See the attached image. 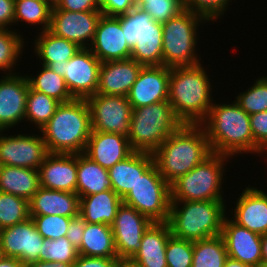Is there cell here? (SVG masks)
<instances>
[{
    "instance_id": "cell-1",
    "label": "cell",
    "mask_w": 267,
    "mask_h": 267,
    "mask_svg": "<svg viewBox=\"0 0 267 267\" xmlns=\"http://www.w3.org/2000/svg\"><path fill=\"white\" fill-rule=\"evenodd\" d=\"M211 154L203 125L183 124L162 142L152 156L162 178L171 185Z\"/></svg>"
},
{
    "instance_id": "cell-2",
    "label": "cell",
    "mask_w": 267,
    "mask_h": 267,
    "mask_svg": "<svg viewBox=\"0 0 267 267\" xmlns=\"http://www.w3.org/2000/svg\"><path fill=\"white\" fill-rule=\"evenodd\" d=\"M203 125L212 153L227 155L258 153L263 150L254 142L250 115L235 101L230 104H212ZM205 125V126H204Z\"/></svg>"
},
{
    "instance_id": "cell-3",
    "label": "cell",
    "mask_w": 267,
    "mask_h": 267,
    "mask_svg": "<svg viewBox=\"0 0 267 267\" xmlns=\"http://www.w3.org/2000/svg\"><path fill=\"white\" fill-rule=\"evenodd\" d=\"M211 82L202 64L170 70L168 102L183 124H201L213 104Z\"/></svg>"
},
{
    "instance_id": "cell-4",
    "label": "cell",
    "mask_w": 267,
    "mask_h": 267,
    "mask_svg": "<svg viewBox=\"0 0 267 267\" xmlns=\"http://www.w3.org/2000/svg\"><path fill=\"white\" fill-rule=\"evenodd\" d=\"M91 117L86 99L60 103L50 120L40 129L49 153H84L90 137Z\"/></svg>"
},
{
    "instance_id": "cell-5",
    "label": "cell",
    "mask_w": 267,
    "mask_h": 267,
    "mask_svg": "<svg viewBox=\"0 0 267 267\" xmlns=\"http://www.w3.org/2000/svg\"><path fill=\"white\" fill-rule=\"evenodd\" d=\"M224 202L171 201L167 221L171 235L192 242L221 235L225 215H228Z\"/></svg>"
},
{
    "instance_id": "cell-6",
    "label": "cell",
    "mask_w": 267,
    "mask_h": 267,
    "mask_svg": "<svg viewBox=\"0 0 267 267\" xmlns=\"http://www.w3.org/2000/svg\"><path fill=\"white\" fill-rule=\"evenodd\" d=\"M182 125L168 101L133 108L129 143L134 151L153 153Z\"/></svg>"
},
{
    "instance_id": "cell-7",
    "label": "cell",
    "mask_w": 267,
    "mask_h": 267,
    "mask_svg": "<svg viewBox=\"0 0 267 267\" xmlns=\"http://www.w3.org/2000/svg\"><path fill=\"white\" fill-rule=\"evenodd\" d=\"M231 158L212 153L187 174L170 185L171 201H225L223 200L224 163ZM222 181V182H221Z\"/></svg>"
},
{
    "instance_id": "cell-8",
    "label": "cell",
    "mask_w": 267,
    "mask_h": 267,
    "mask_svg": "<svg viewBox=\"0 0 267 267\" xmlns=\"http://www.w3.org/2000/svg\"><path fill=\"white\" fill-rule=\"evenodd\" d=\"M203 21L208 22L202 16L184 9L177 16L162 23L164 66L173 68L201 63L195 48L198 44L197 26L201 22L203 24Z\"/></svg>"
},
{
    "instance_id": "cell-9",
    "label": "cell",
    "mask_w": 267,
    "mask_h": 267,
    "mask_svg": "<svg viewBox=\"0 0 267 267\" xmlns=\"http://www.w3.org/2000/svg\"><path fill=\"white\" fill-rule=\"evenodd\" d=\"M122 201L153 222H167L171 203L170 184L153 163Z\"/></svg>"
},
{
    "instance_id": "cell-10",
    "label": "cell",
    "mask_w": 267,
    "mask_h": 267,
    "mask_svg": "<svg viewBox=\"0 0 267 267\" xmlns=\"http://www.w3.org/2000/svg\"><path fill=\"white\" fill-rule=\"evenodd\" d=\"M86 101L90 110L92 131L128 137L133 108L127 97L96 93L87 97Z\"/></svg>"
},
{
    "instance_id": "cell-11",
    "label": "cell",
    "mask_w": 267,
    "mask_h": 267,
    "mask_svg": "<svg viewBox=\"0 0 267 267\" xmlns=\"http://www.w3.org/2000/svg\"><path fill=\"white\" fill-rule=\"evenodd\" d=\"M100 66L101 62L89 48H81L58 71L71 95L75 99H86L97 92Z\"/></svg>"
},
{
    "instance_id": "cell-12",
    "label": "cell",
    "mask_w": 267,
    "mask_h": 267,
    "mask_svg": "<svg viewBox=\"0 0 267 267\" xmlns=\"http://www.w3.org/2000/svg\"><path fill=\"white\" fill-rule=\"evenodd\" d=\"M0 131V166H16L38 170L49 154L41 135L5 136Z\"/></svg>"
},
{
    "instance_id": "cell-13",
    "label": "cell",
    "mask_w": 267,
    "mask_h": 267,
    "mask_svg": "<svg viewBox=\"0 0 267 267\" xmlns=\"http://www.w3.org/2000/svg\"><path fill=\"white\" fill-rule=\"evenodd\" d=\"M44 238L37 231L32 218L0 230V254L17 258L24 265L39 261Z\"/></svg>"
},
{
    "instance_id": "cell-14",
    "label": "cell",
    "mask_w": 267,
    "mask_h": 267,
    "mask_svg": "<svg viewBox=\"0 0 267 267\" xmlns=\"http://www.w3.org/2000/svg\"><path fill=\"white\" fill-rule=\"evenodd\" d=\"M102 14L101 11L59 10L52 6L49 31L76 43L80 48H89Z\"/></svg>"
},
{
    "instance_id": "cell-15",
    "label": "cell",
    "mask_w": 267,
    "mask_h": 267,
    "mask_svg": "<svg viewBox=\"0 0 267 267\" xmlns=\"http://www.w3.org/2000/svg\"><path fill=\"white\" fill-rule=\"evenodd\" d=\"M154 222L133 207L122 203L111 225L118 258H131L142 237Z\"/></svg>"
},
{
    "instance_id": "cell-16",
    "label": "cell",
    "mask_w": 267,
    "mask_h": 267,
    "mask_svg": "<svg viewBox=\"0 0 267 267\" xmlns=\"http://www.w3.org/2000/svg\"><path fill=\"white\" fill-rule=\"evenodd\" d=\"M89 49L101 63L131 58L119 16L101 15Z\"/></svg>"
},
{
    "instance_id": "cell-17",
    "label": "cell",
    "mask_w": 267,
    "mask_h": 267,
    "mask_svg": "<svg viewBox=\"0 0 267 267\" xmlns=\"http://www.w3.org/2000/svg\"><path fill=\"white\" fill-rule=\"evenodd\" d=\"M29 87L26 75L14 72L0 79V131H7L25 120Z\"/></svg>"
},
{
    "instance_id": "cell-18",
    "label": "cell",
    "mask_w": 267,
    "mask_h": 267,
    "mask_svg": "<svg viewBox=\"0 0 267 267\" xmlns=\"http://www.w3.org/2000/svg\"><path fill=\"white\" fill-rule=\"evenodd\" d=\"M170 67L143 66L127 96L132 108L168 101Z\"/></svg>"
},
{
    "instance_id": "cell-19",
    "label": "cell",
    "mask_w": 267,
    "mask_h": 267,
    "mask_svg": "<svg viewBox=\"0 0 267 267\" xmlns=\"http://www.w3.org/2000/svg\"><path fill=\"white\" fill-rule=\"evenodd\" d=\"M228 257L250 267L262 264L261 235L225 217L221 233Z\"/></svg>"
},
{
    "instance_id": "cell-20",
    "label": "cell",
    "mask_w": 267,
    "mask_h": 267,
    "mask_svg": "<svg viewBox=\"0 0 267 267\" xmlns=\"http://www.w3.org/2000/svg\"><path fill=\"white\" fill-rule=\"evenodd\" d=\"M38 172L40 187L76 193L77 154L49 153Z\"/></svg>"
},
{
    "instance_id": "cell-21",
    "label": "cell",
    "mask_w": 267,
    "mask_h": 267,
    "mask_svg": "<svg viewBox=\"0 0 267 267\" xmlns=\"http://www.w3.org/2000/svg\"><path fill=\"white\" fill-rule=\"evenodd\" d=\"M133 152L128 137L117 133L91 131L84 154L109 170Z\"/></svg>"
},
{
    "instance_id": "cell-22",
    "label": "cell",
    "mask_w": 267,
    "mask_h": 267,
    "mask_svg": "<svg viewBox=\"0 0 267 267\" xmlns=\"http://www.w3.org/2000/svg\"><path fill=\"white\" fill-rule=\"evenodd\" d=\"M142 67L132 58L101 63L96 93L127 97Z\"/></svg>"
},
{
    "instance_id": "cell-23",
    "label": "cell",
    "mask_w": 267,
    "mask_h": 267,
    "mask_svg": "<svg viewBox=\"0 0 267 267\" xmlns=\"http://www.w3.org/2000/svg\"><path fill=\"white\" fill-rule=\"evenodd\" d=\"M235 204L231 218L239 226L257 234L267 233V193L256 187H246Z\"/></svg>"
},
{
    "instance_id": "cell-24",
    "label": "cell",
    "mask_w": 267,
    "mask_h": 267,
    "mask_svg": "<svg viewBox=\"0 0 267 267\" xmlns=\"http://www.w3.org/2000/svg\"><path fill=\"white\" fill-rule=\"evenodd\" d=\"M80 197L73 192L49 190L40 187L29 201V215H58L75 217L79 215Z\"/></svg>"
},
{
    "instance_id": "cell-25",
    "label": "cell",
    "mask_w": 267,
    "mask_h": 267,
    "mask_svg": "<svg viewBox=\"0 0 267 267\" xmlns=\"http://www.w3.org/2000/svg\"><path fill=\"white\" fill-rule=\"evenodd\" d=\"M171 236L167 222H154L144 233L140 246L131 259L141 267H168L166 244Z\"/></svg>"
},
{
    "instance_id": "cell-26",
    "label": "cell",
    "mask_w": 267,
    "mask_h": 267,
    "mask_svg": "<svg viewBox=\"0 0 267 267\" xmlns=\"http://www.w3.org/2000/svg\"><path fill=\"white\" fill-rule=\"evenodd\" d=\"M153 163L152 153L134 151L108 170L112 190L123 199Z\"/></svg>"
},
{
    "instance_id": "cell-27",
    "label": "cell",
    "mask_w": 267,
    "mask_h": 267,
    "mask_svg": "<svg viewBox=\"0 0 267 267\" xmlns=\"http://www.w3.org/2000/svg\"><path fill=\"white\" fill-rule=\"evenodd\" d=\"M34 40L35 53L41 59L42 65L59 70L81 48L74 42L58 37L49 30L41 31Z\"/></svg>"
},
{
    "instance_id": "cell-28",
    "label": "cell",
    "mask_w": 267,
    "mask_h": 267,
    "mask_svg": "<svg viewBox=\"0 0 267 267\" xmlns=\"http://www.w3.org/2000/svg\"><path fill=\"white\" fill-rule=\"evenodd\" d=\"M122 198L109 189L100 193L80 197L79 214L89 224L112 225Z\"/></svg>"
},
{
    "instance_id": "cell-29",
    "label": "cell",
    "mask_w": 267,
    "mask_h": 267,
    "mask_svg": "<svg viewBox=\"0 0 267 267\" xmlns=\"http://www.w3.org/2000/svg\"><path fill=\"white\" fill-rule=\"evenodd\" d=\"M40 188L38 170L16 166H0V191L28 202Z\"/></svg>"
},
{
    "instance_id": "cell-30",
    "label": "cell",
    "mask_w": 267,
    "mask_h": 267,
    "mask_svg": "<svg viewBox=\"0 0 267 267\" xmlns=\"http://www.w3.org/2000/svg\"><path fill=\"white\" fill-rule=\"evenodd\" d=\"M77 175L76 194L79 197L112 190L108 170L84 153L77 154Z\"/></svg>"
},
{
    "instance_id": "cell-31",
    "label": "cell",
    "mask_w": 267,
    "mask_h": 267,
    "mask_svg": "<svg viewBox=\"0 0 267 267\" xmlns=\"http://www.w3.org/2000/svg\"><path fill=\"white\" fill-rule=\"evenodd\" d=\"M77 252L87 257L118 258L111 226L86 223Z\"/></svg>"
},
{
    "instance_id": "cell-32",
    "label": "cell",
    "mask_w": 267,
    "mask_h": 267,
    "mask_svg": "<svg viewBox=\"0 0 267 267\" xmlns=\"http://www.w3.org/2000/svg\"><path fill=\"white\" fill-rule=\"evenodd\" d=\"M131 58L143 66L163 65L162 23L154 21L131 49Z\"/></svg>"
},
{
    "instance_id": "cell-33",
    "label": "cell",
    "mask_w": 267,
    "mask_h": 267,
    "mask_svg": "<svg viewBox=\"0 0 267 267\" xmlns=\"http://www.w3.org/2000/svg\"><path fill=\"white\" fill-rule=\"evenodd\" d=\"M228 258L222 235L193 242L191 267H223Z\"/></svg>"
},
{
    "instance_id": "cell-34",
    "label": "cell",
    "mask_w": 267,
    "mask_h": 267,
    "mask_svg": "<svg viewBox=\"0 0 267 267\" xmlns=\"http://www.w3.org/2000/svg\"><path fill=\"white\" fill-rule=\"evenodd\" d=\"M41 69L37 77L26 75L29 85L33 90L44 93L60 103H66L75 99L58 70L50 69L44 65H42Z\"/></svg>"
},
{
    "instance_id": "cell-35",
    "label": "cell",
    "mask_w": 267,
    "mask_h": 267,
    "mask_svg": "<svg viewBox=\"0 0 267 267\" xmlns=\"http://www.w3.org/2000/svg\"><path fill=\"white\" fill-rule=\"evenodd\" d=\"M60 102L29 87L26 100L25 120L40 130L52 117Z\"/></svg>"
},
{
    "instance_id": "cell-36",
    "label": "cell",
    "mask_w": 267,
    "mask_h": 267,
    "mask_svg": "<svg viewBox=\"0 0 267 267\" xmlns=\"http://www.w3.org/2000/svg\"><path fill=\"white\" fill-rule=\"evenodd\" d=\"M52 6L46 1L15 0L14 25L25 21L28 25H42V31L49 30Z\"/></svg>"
},
{
    "instance_id": "cell-37",
    "label": "cell",
    "mask_w": 267,
    "mask_h": 267,
    "mask_svg": "<svg viewBox=\"0 0 267 267\" xmlns=\"http://www.w3.org/2000/svg\"><path fill=\"white\" fill-rule=\"evenodd\" d=\"M30 218L29 202L0 191V229L11 227Z\"/></svg>"
},
{
    "instance_id": "cell-38",
    "label": "cell",
    "mask_w": 267,
    "mask_h": 267,
    "mask_svg": "<svg viewBox=\"0 0 267 267\" xmlns=\"http://www.w3.org/2000/svg\"><path fill=\"white\" fill-rule=\"evenodd\" d=\"M16 31L0 28V71H4V74L8 72L7 75L13 74L11 70L19 61L18 57L25 46L23 37Z\"/></svg>"
},
{
    "instance_id": "cell-39",
    "label": "cell",
    "mask_w": 267,
    "mask_h": 267,
    "mask_svg": "<svg viewBox=\"0 0 267 267\" xmlns=\"http://www.w3.org/2000/svg\"><path fill=\"white\" fill-rule=\"evenodd\" d=\"M121 29L128 46L132 49L144 31L154 20L142 8L135 6L131 11L119 16Z\"/></svg>"
},
{
    "instance_id": "cell-40",
    "label": "cell",
    "mask_w": 267,
    "mask_h": 267,
    "mask_svg": "<svg viewBox=\"0 0 267 267\" xmlns=\"http://www.w3.org/2000/svg\"><path fill=\"white\" fill-rule=\"evenodd\" d=\"M236 98L235 102L249 115L267 111V76L255 80L253 86Z\"/></svg>"
},
{
    "instance_id": "cell-41",
    "label": "cell",
    "mask_w": 267,
    "mask_h": 267,
    "mask_svg": "<svg viewBox=\"0 0 267 267\" xmlns=\"http://www.w3.org/2000/svg\"><path fill=\"white\" fill-rule=\"evenodd\" d=\"M43 243L44 249L40 253V261L59 263H74L76 261L78 252L66 237L56 240L44 239Z\"/></svg>"
},
{
    "instance_id": "cell-42",
    "label": "cell",
    "mask_w": 267,
    "mask_h": 267,
    "mask_svg": "<svg viewBox=\"0 0 267 267\" xmlns=\"http://www.w3.org/2000/svg\"><path fill=\"white\" fill-rule=\"evenodd\" d=\"M39 234L44 239L56 240L65 237L72 217L58 215L30 216Z\"/></svg>"
},
{
    "instance_id": "cell-43",
    "label": "cell",
    "mask_w": 267,
    "mask_h": 267,
    "mask_svg": "<svg viewBox=\"0 0 267 267\" xmlns=\"http://www.w3.org/2000/svg\"><path fill=\"white\" fill-rule=\"evenodd\" d=\"M168 267H191L193 260V242L170 236L166 244Z\"/></svg>"
},
{
    "instance_id": "cell-44",
    "label": "cell",
    "mask_w": 267,
    "mask_h": 267,
    "mask_svg": "<svg viewBox=\"0 0 267 267\" xmlns=\"http://www.w3.org/2000/svg\"><path fill=\"white\" fill-rule=\"evenodd\" d=\"M140 8L159 23L167 22L184 10L182 0H147Z\"/></svg>"
},
{
    "instance_id": "cell-45",
    "label": "cell",
    "mask_w": 267,
    "mask_h": 267,
    "mask_svg": "<svg viewBox=\"0 0 267 267\" xmlns=\"http://www.w3.org/2000/svg\"><path fill=\"white\" fill-rule=\"evenodd\" d=\"M184 9L202 16L207 21L218 20L224 15L231 0H182ZM227 7V8H226ZM224 12V13H223ZM221 15V16H220Z\"/></svg>"
},
{
    "instance_id": "cell-46",
    "label": "cell",
    "mask_w": 267,
    "mask_h": 267,
    "mask_svg": "<svg viewBox=\"0 0 267 267\" xmlns=\"http://www.w3.org/2000/svg\"><path fill=\"white\" fill-rule=\"evenodd\" d=\"M250 126L254 142L265 153L267 150V111L251 114Z\"/></svg>"
},
{
    "instance_id": "cell-47",
    "label": "cell",
    "mask_w": 267,
    "mask_h": 267,
    "mask_svg": "<svg viewBox=\"0 0 267 267\" xmlns=\"http://www.w3.org/2000/svg\"><path fill=\"white\" fill-rule=\"evenodd\" d=\"M100 11L108 16H120L131 11L136 5L134 0H98Z\"/></svg>"
},
{
    "instance_id": "cell-48",
    "label": "cell",
    "mask_w": 267,
    "mask_h": 267,
    "mask_svg": "<svg viewBox=\"0 0 267 267\" xmlns=\"http://www.w3.org/2000/svg\"><path fill=\"white\" fill-rule=\"evenodd\" d=\"M55 7L72 12L100 11L98 0H59Z\"/></svg>"
},
{
    "instance_id": "cell-49",
    "label": "cell",
    "mask_w": 267,
    "mask_h": 267,
    "mask_svg": "<svg viewBox=\"0 0 267 267\" xmlns=\"http://www.w3.org/2000/svg\"><path fill=\"white\" fill-rule=\"evenodd\" d=\"M85 225L86 222L80 214L72 217L70 221L65 237L72 243L76 250L81 246Z\"/></svg>"
},
{
    "instance_id": "cell-50",
    "label": "cell",
    "mask_w": 267,
    "mask_h": 267,
    "mask_svg": "<svg viewBox=\"0 0 267 267\" xmlns=\"http://www.w3.org/2000/svg\"><path fill=\"white\" fill-rule=\"evenodd\" d=\"M117 259L78 255L72 267H114Z\"/></svg>"
},
{
    "instance_id": "cell-51",
    "label": "cell",
    "mask_w": 267,
    "mask_h": 267,
    "mask_svg": "<svg viewBox=\"0 0 267 267\" xmlns=\"http://www.w3.org/2000/svg\"><path fill=\"white\" fill-rule=\"evenodd\" d=\"M14 10L15 0H0V28L10 29L14 23Z\"/></svg>"
},
{
    "instance_id": "cell-52",
    "label": "cell",
    "mask_w": 267,
    "mask_h": 267,
    "mask_svg": "<svg viewBox=\"0 0 267 267\" xmlns=\"http://www.w3.org/2000/svg\"><path fill=\"white\" fill-rule=\"evenodd\" d=\"M25 265L17 258L0 256V267H24Z\"/></svg>"
},
{
    "instance_id": "cell-53",
    "label": "cell",
    "mask_w": 267,
    "mask_h": 267,
    "mask_svg": "<svg viewBox=\"0 0 267 267\" xmlns=\"http://www.w3.org/2000/svg\"><path fill=\"white\" fill-rule=\"evenodd\" d=\"M114 267H141L137 262L131 258H118Z\"/></svg>"
},
{
    "instance_id": "cell-54",
    "label": "cell",
    "mask_w": 267,
    "mask_h": 267,
    "mask_svg": "<svg viewBox=\"0 0 267 267\" xmlns=\"http://www.w3.org/2000/svg\"><path fill=\"white\" fill-rule=\"evenodd\" d=\"M73 263L38 261V267H72Z\"/></svg>"
},
{
    "instance_id": "cell-55",
    "label": "cell",
    "mask_w": 267,
    "mask_h": 267,
    "mask_svg": "<svg viewBox=\"0 0 267 267\" xmlns=\"http://www.w3.org/2000/svg\"><path fill=\"white\" fill-rule=\"evenodd\" d=\"M262 264H267V233L261 235Z\"/></svg>"
},
{
    "instance_id": "cell-56",
    "label": "cell",
    "mask_w": 267,
    "mask_h": 267,
    "mask_svg": "<svg viewBox=\"0 0 267 267\" xmlns=\"http://www.w3.org/2000/svg\"><path fill=\"white\" fill-rule=\"evenodd\" d=\"M223 267H250L240 261H237V260H234V259H231V258H227L225 260V263H224V266Z\"/></svg>"
},
{
    "instance_id": "cell-57",
    "label": "cell",
    "mask_w": 267,
    "mask_h": 267,
    "mask_svg": "<svg viewBox=\"0 0 267 267\" xmlns=\"http://www.w3.org/2000/svg\"><path fill=\"white\" fill-rule=\"evenodd\" d=\"M147 0H134V3L137 7H140L143 3H145Z\"/></svg>"
},
{
    "instance_id": "cell-58",
    "label": "cell",
    "mask_w": 267,
    "mask_h": 267,
    "mask_svg": "<svg viewBox=\"0 0 267 267\" xmlns=\"http://www.w3.org/2000/svg\"><path fill=\"white\" fill-rule=\"evenodd\" d=\"M24 267H38V261L26 264Z\"/></svg>"
},
{
    "instance_id": "cell-59",
    "label": "cell",
    "mask_w": 267,
    "mask_h": 267,
    "mask_svg": "<svg viewBox=\"0 0 267 267\" xmlns=\"http://www.w3.org/2000/svg\"><path fill=\"white\" fill-rule=\"evenodd\" d=\"M48 2L51 6H55L59 0H44Z\"/></svg>"
},
{
    "instance_id": "cell-60",
    "label": "cell",
    "mask_w": 267,
    "mask_h": 267,
    "mask_svg": "<svg viewBox=\"0 0 267 267\" xmlns=\"http://www.w3.org/2000/svg\"><path fill=\"white\" fill-rule=\"evenodd\" d=\"M256 267H267V264H260V265H258Z\"/></svg>"
}]
</instances>
